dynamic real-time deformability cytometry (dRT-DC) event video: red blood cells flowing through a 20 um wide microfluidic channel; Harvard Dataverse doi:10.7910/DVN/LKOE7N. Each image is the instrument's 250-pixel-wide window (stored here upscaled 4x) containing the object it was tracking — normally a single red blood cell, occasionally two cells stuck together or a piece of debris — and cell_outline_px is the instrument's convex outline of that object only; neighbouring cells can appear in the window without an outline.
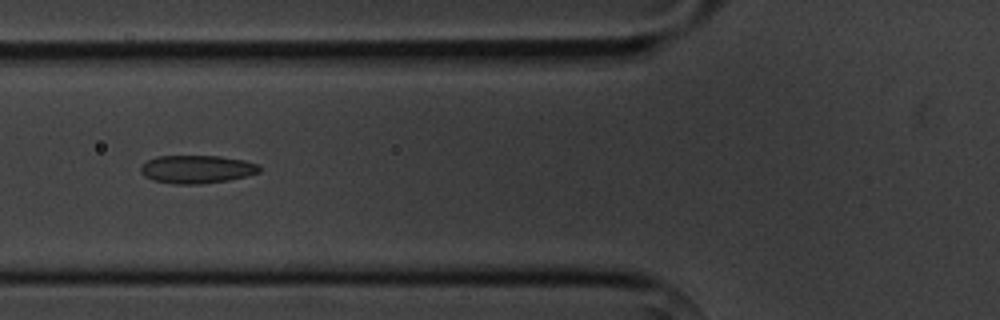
{"species": "common noctule bat (a hibernating species)", "species_latin": "Nyctalus noctula", "temperature_condition": "cold", "stored_images_in_passage": 6, "camera_frame_rate_fps": 3000, "um_per_image_px": 0.085, "animal": {"sex": "male", "body_mass_g": 20.1, "forearm_length_mm": 53.5}, "frame": {"image": 1, "passage_image": 2, "time_ms": 1.333, "image_size_px": [1000, 320], "cell_outline_px": [[260, 172], [248, 176], [228, 180], [200, 184], [172, 184], [152, 180], [144, 176], [140, 172], [140, 168], [148, 160], [156, 156], [220, 156], [244, 160], [260, 164]], "centroid_in_image_um": [16.74, 14.39], "position_along_channel_um": 109.1, "area_um2": 19.59}}
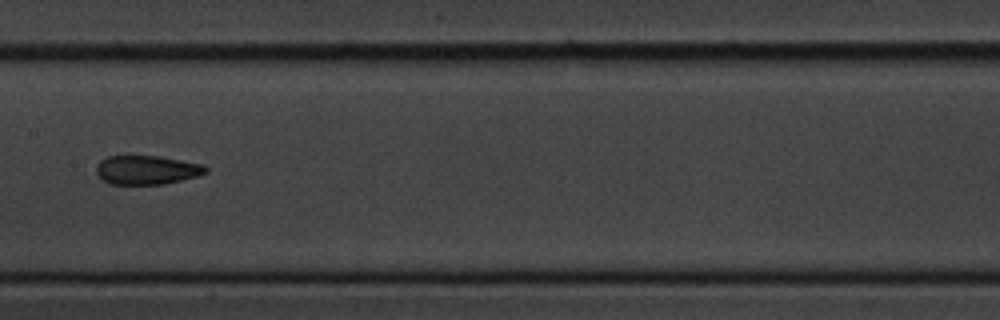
{"frame": {"image": 2, "passage_image": 4, "time_ms": 3.667, "image_size_px": [1000, 320], "cell_outline_px": [[208, 172], [196, 176], [164, 184], [108, 184], [96, 172], [96, 164], [100, 160], [108, 156], [160, 156], [204, 164], [208, 168]], "centroid_in_image_um": [12.48, 14.44], "position_along_channel_um": 194.9, "area_um2": 18.5}}
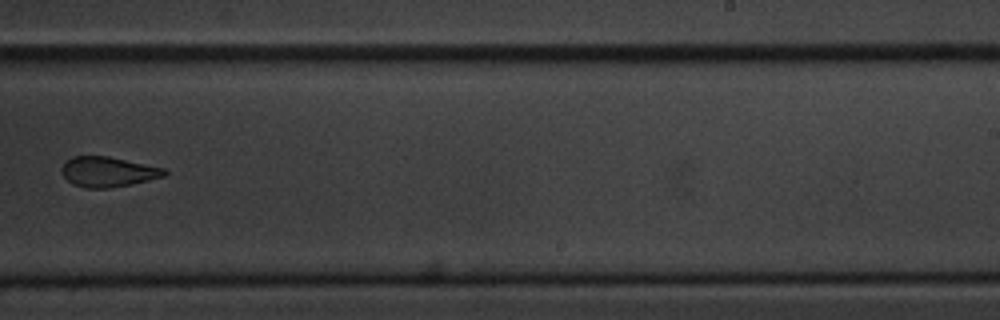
{"frame": {"image": 3, "passage_image": 6, "time_ms": 6.0, "image_size_px": [1000, 320], "cell_outline_px": [[168, 172], [164, 176], [148, 180], [108, 188], [84, 188], [72, 184], [60, 172], [60, 168], [72, 156], [108, 156], [164, 168]], "centroid_in_image_um": [9.14, 14.6], "position_along_channel_um": 279.9, "area_um2": 17.86}}